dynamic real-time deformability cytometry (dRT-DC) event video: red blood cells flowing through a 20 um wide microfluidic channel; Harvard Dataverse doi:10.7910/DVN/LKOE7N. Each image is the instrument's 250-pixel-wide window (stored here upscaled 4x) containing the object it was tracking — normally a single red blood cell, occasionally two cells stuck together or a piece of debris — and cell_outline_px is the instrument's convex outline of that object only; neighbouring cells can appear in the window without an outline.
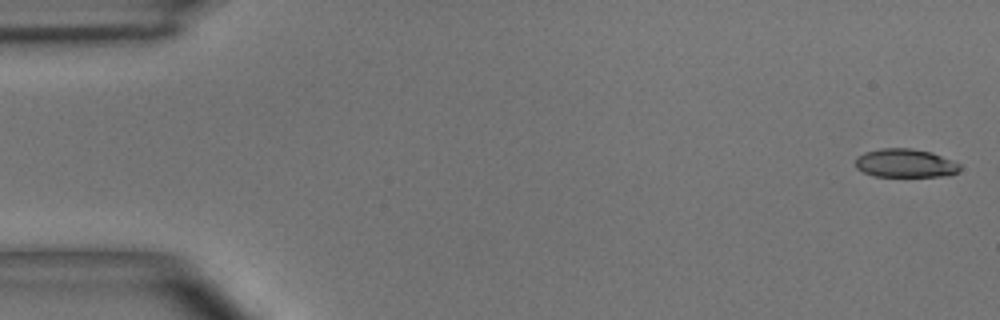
{"species": "common noctule bat (a hibernating species)", "species_latin": "Nyctalus noctula", "temperature_condition": "room temperature", "stored_images_in_passage": 5, "camera_frame_rate_fps": 3000, "um_per_image_px": 0.085, "animal": {"sex": "male", "body_mass_g": 15.6}, "frame": {"image": 1, "passage_image": 1, "time_ms": 0.0, "image_size_px": [1000, 320], "cell_outline_px": [[960, 168], [952, 176], [872, 176], [856, 168], [856, 156], [864, 152], [880, 148], [912, 148], [932, 152], [952, 160], [960, 164]], "centroid_in_image_um": [76.94, 13.86], "position_along_channel_um": 8.1, "area_um2": 17.51}}
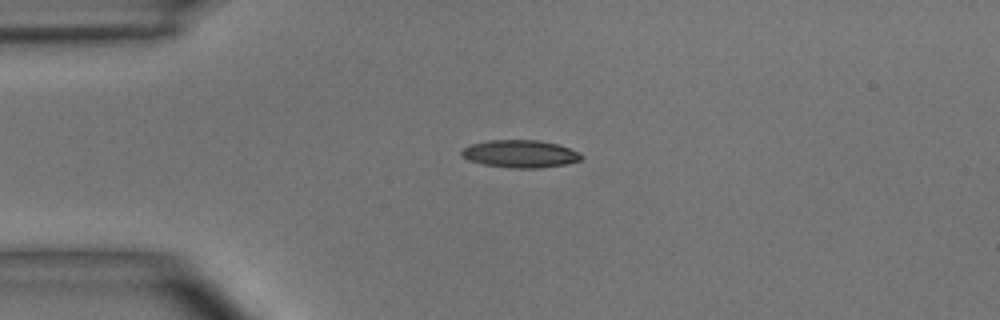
{"frame": {"image": 2, "passage_image": 4, "time_ms": 3.667, "image_size_px": [1000, 320], "cell_outline_px": [[584, 156], [580, 160], [564, 164], [540, 168], [512, 168], [484, 164], [468, 160], [460, 152], [468, 144], [488, 140], [536, 140], [556, 144], [580, 152]], "centroid_in_image_um": [44.2, 13.07], "position_along_channel_um": 40.8, "area_um2": 19.13}}